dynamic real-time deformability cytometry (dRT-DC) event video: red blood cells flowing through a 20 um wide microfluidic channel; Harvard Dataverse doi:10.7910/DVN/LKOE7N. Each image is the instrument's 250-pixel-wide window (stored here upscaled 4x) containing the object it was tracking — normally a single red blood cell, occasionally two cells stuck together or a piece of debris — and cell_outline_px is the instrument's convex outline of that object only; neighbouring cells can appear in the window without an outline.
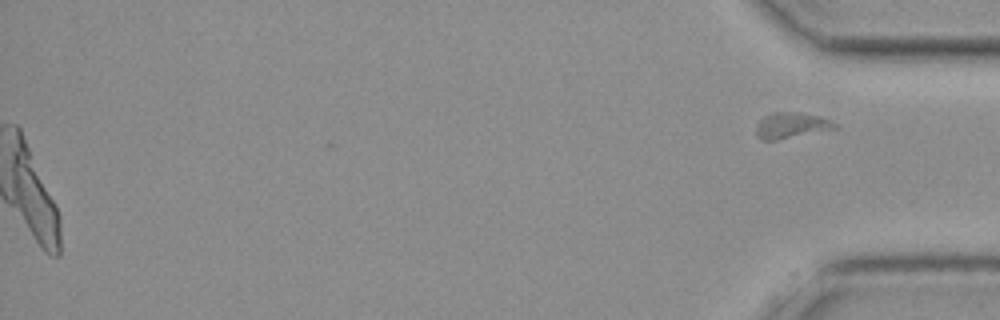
{"species": "common noctule bat (a hibernating species)", "species_latin": "Nyctalus noctula", "temperature_condition": "cold", "stored_images_in_passage": 51, "camera_frame_rate_fps": 3000, "um_per_image_px": 0.085, "animal": {"sex": "female", "body_mass_g": 19.3, "forearm_length_mm": 54.1}, "frame": {"image": 1, "passage_image": 51, "time_ms": 16.667, "image_size_px": [1000, 320], "cell_outline_px": [[836, 128], [776, 140], [764, 140], [756, 132], [756, 124], [764, 116], [772, 112], [796, 112], [820, 116], [836, 124]], "centroid_in_image_um": [67.22, 10.64], "position_along_channel_um": 368.0, "area_um2": 11.5}}